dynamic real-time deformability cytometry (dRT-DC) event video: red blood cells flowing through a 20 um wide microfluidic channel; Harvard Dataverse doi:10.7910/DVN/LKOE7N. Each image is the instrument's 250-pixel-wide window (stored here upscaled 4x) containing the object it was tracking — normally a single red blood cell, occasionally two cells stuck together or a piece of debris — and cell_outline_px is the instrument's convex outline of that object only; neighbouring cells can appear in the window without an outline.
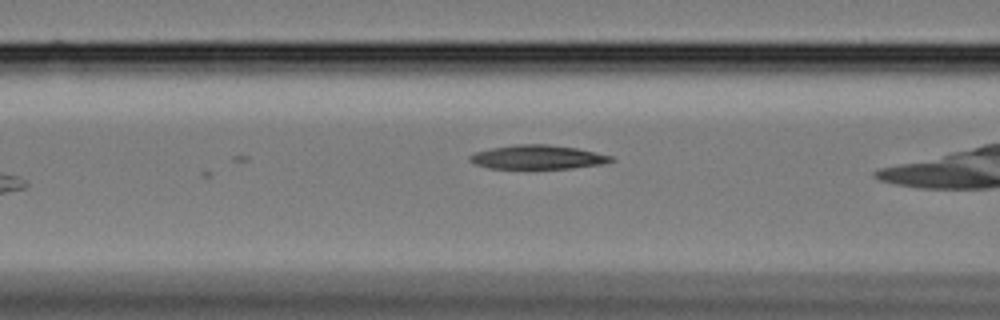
{"species": "Egyptian fruit bat (a non-hibernating species)", "species_latin": "Rousettus aegyptiacus", "temperature_condition": "cold", "stored_images_in_passage": 19, "camera_frame_rate_fps": 3000, "um_per_image_px": 0.085, "animal": {"sex": "female"}, "frame": {"image": 1, "passage_image": 9, "time_ms": 2.667, "image_size_px": [1000, 320], "cell_outline_px": [[616, 160], [600, 164], [572, 168], [488, 168], [476, 164], [468, 160], [468, 156], [472, 152], [492, 148], [516, 144], [548, 144], [576, 148], [612, 156]], "centroid_in_image_um": [45.65, 13.35], "position_along_channel_um": 120.9, "area_um2": 19.65}}
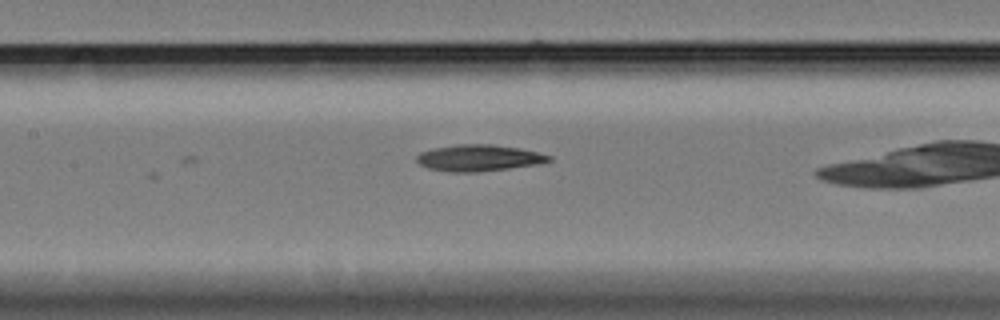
{"frame": {"image": 2, "passage_image": 13, "time_ms": 4.0, "image_size_px": [1000, 320], "cell_outline_px": [[552, 160], [536, 164], [508, 168], [476, 172], [452, 172], [428, 168], [420, 164], [416, 160], [416, 156], [420, 152], [432, 148], [456, 144], [492, 144], [520, 148], [552, 156]], "centroid_in_image_um": [40.66, 13.41], "position_along_channel_um": 166.7, "area_um2": 20.29}}